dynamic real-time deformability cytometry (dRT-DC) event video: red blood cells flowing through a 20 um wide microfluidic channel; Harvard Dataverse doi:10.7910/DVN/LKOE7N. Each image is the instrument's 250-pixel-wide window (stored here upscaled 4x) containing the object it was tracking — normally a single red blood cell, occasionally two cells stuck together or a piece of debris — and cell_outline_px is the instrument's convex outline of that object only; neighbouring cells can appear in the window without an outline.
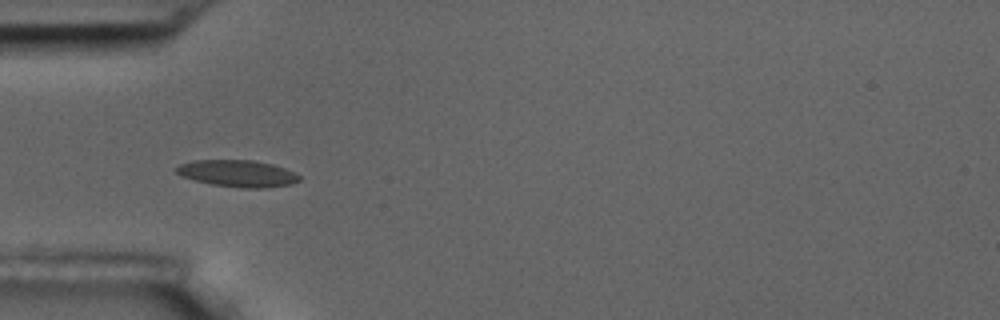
{"species": "common noctule bat (a hibernating species)", "species_latin": "Nyctalus noctula", "temperature_condition": "room temperature", "stored_images_in_passage": 12, "camera_frame_rate_fps": 3000, "um_per_image_px": 0.085, "animal": {"sex": "male", "body_mass_g": 17.5, "forearm_length_mm": 52.3}, "frame": {"image": 1, "passage_image": 4, "time_ms": 4.333, "image_size_px": [1000, 320], "cell_outline_px": [[300, 180], [292, 184], [268, 188], [244, 188], [212, 184], [180, 176], [172, 168], [180, 164], [192, 160], [252, 160], [272, 164], [284, 168], [300, 176]], "centroid_in_image_um": [20.16, 14.74], "position_along_channel_um": 64.8, "area_um2": 19.25}}
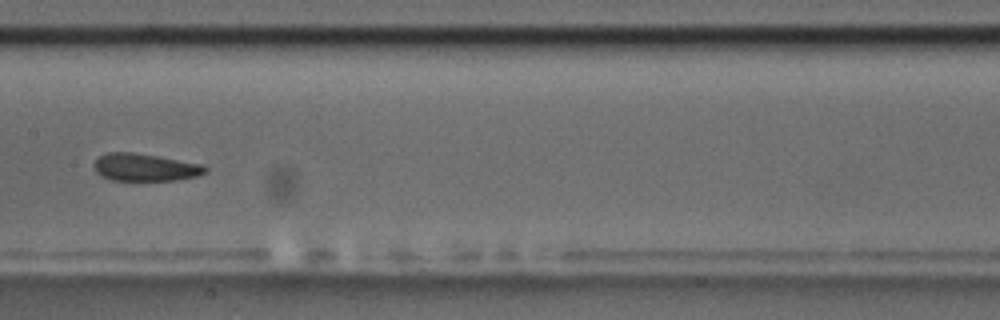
{"frame": {"image": 2, "passage_image": 7, "time_ms": 8.0, "image_size_px": [1000, 320], "cell_outline_px": [[208, 172], [196, 176], [176, 180], [112, 180], [100, 176], [96, 172], [92, 164], [100, 156], [108, 152], [132, 152], [204, 164], [208, 168]], "centroid_in_image_um": [12.33, 14.22], "position_along_channel_um": 195.1, "area_um2": 17.86}}
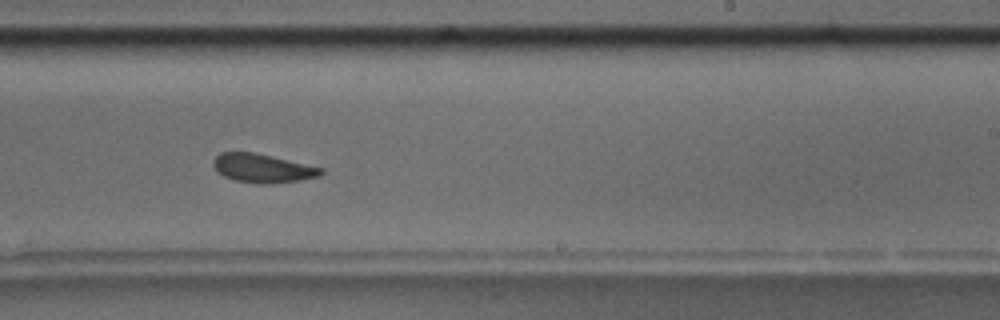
{"frame": {"image": 3, "passage_image": 9, "time_ms": 10.0, "image_size_px": [1000, 320], "cell_outline_px": [[324, 172], [320, 176], [300, 180], [268, 184], [256, 184], [236, 180], [224, 176], [216, 172], [212, 164], [212, 160], [220, 152], [252, 152], [272, 156], [324, 168]], "centroid_in_image_um": [22.3, 14.3], "position_along_channel_um": 266.7, "area_um2": 18.15}, "authors_computed_cell_mechanics": {"area_um2": 18.3226, "velocity_mm_per_s": 3.593, "shape_relaxation_time_tau1_ms": 2.1402, "shape_relaxation_time_tau2_ms": 1.457, "deformation_change_tau1": 0.0744, "deformation_change_tau2": 0.0552}}